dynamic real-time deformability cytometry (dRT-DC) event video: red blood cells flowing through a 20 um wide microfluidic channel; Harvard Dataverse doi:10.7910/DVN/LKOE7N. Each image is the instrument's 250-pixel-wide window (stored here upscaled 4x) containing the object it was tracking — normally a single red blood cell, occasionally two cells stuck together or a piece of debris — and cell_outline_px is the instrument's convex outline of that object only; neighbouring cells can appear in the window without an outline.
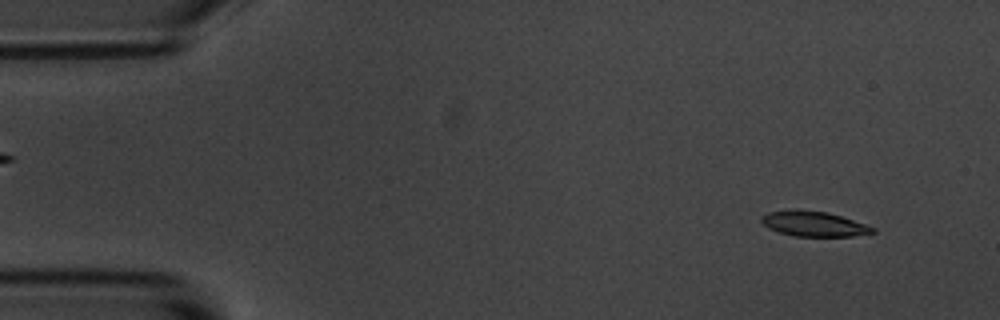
{"species": "common noctule bat (a hibernating species)", "species_latin": "Nyctalus noctula", "temperature_condition": "room temperature", "stored_images_in_passage": 14, "camera_frame_rate_fps": 3000, "um_per_image_px": 0.085, "animal": {"sex": "male", "body_mass_g": 20.1, "forearm_length_mm": 53.5}, "frame": {"image": 1, "passage_image": 4, "time_ms": 1.0, "image_size_px": [1000, 320], "cell_outline_px": [[876, 232], [852, 236], [792, 236], [768, 228], [760, 220], [760, 216], [768, 212], [828, 212], [876, 228]], "centroid_in_image_um": [69.2, 19.07], "position_along_channel_um": 15.8, "area_um2": 15.49}}